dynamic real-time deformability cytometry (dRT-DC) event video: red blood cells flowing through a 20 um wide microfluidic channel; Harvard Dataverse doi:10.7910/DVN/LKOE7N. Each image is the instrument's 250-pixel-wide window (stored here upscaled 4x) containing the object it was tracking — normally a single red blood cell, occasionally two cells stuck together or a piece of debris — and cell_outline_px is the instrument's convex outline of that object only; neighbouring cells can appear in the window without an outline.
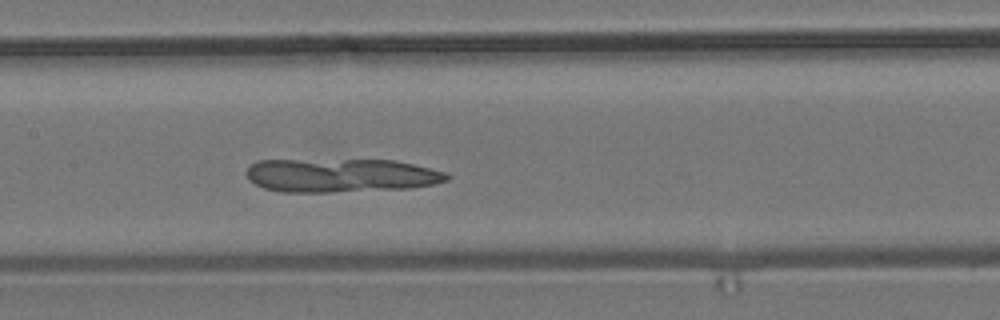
{"species": "common noctule bat (a hibernating species)", "species_latin": "Nyctalus noctula", "temperature_condition": "room temperature", "stored_images_in_passage": 31, "camera_frame_rate_fps": 3000, "um_per_image_px": 0.085, "animal": {"sex": "male", "body_mass_g": 19.2, "forearm_length_mm": 51.8}, "frame": {"image": 1, "passage_image": 26, "time_ms": 8.333, "image_size_px": [1000, 320], "cell_outline_px": [[452, 176], [448, 180], [432, 184], [412, 188], [328, 192], [280, 192], [264, 188], [248, 180], [244, 172], [256, 160], [392, 160], [412, 164], [444, 172]], "centroid_in_image_um": [28.92, 14.91], "position_along_channel_um": 178.5, "area_um2": 39.36}}
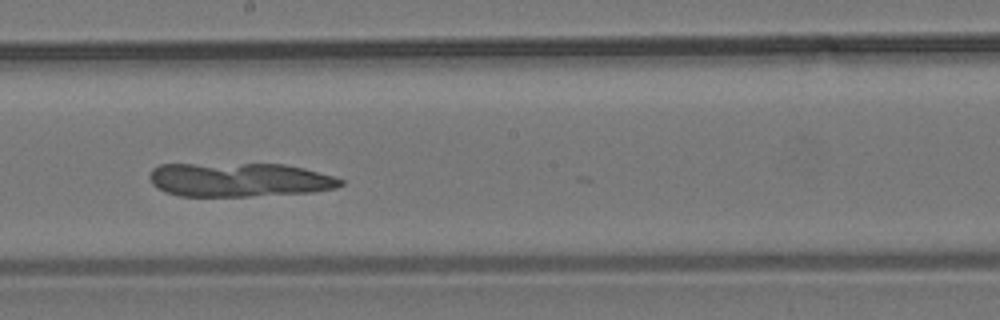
{"frame": {"image": 2, "passage_image": 30, "time_ms": 9.667, "image_size_px": [1000, 320], "cell_outline_px": [[344, 184], [336, 188], [312, 192], [248, 196], [180, 196], [164, 192], [156, 188], [152, 184], [148, 176], [152, 168], [160, 164], [284, 164], [304, 168], [332, 176], [344, 180]], "centroid_in_image_um": [20.3, 15.28], "position_along_channel_um": 227.9, "area_um2": 37.97}}